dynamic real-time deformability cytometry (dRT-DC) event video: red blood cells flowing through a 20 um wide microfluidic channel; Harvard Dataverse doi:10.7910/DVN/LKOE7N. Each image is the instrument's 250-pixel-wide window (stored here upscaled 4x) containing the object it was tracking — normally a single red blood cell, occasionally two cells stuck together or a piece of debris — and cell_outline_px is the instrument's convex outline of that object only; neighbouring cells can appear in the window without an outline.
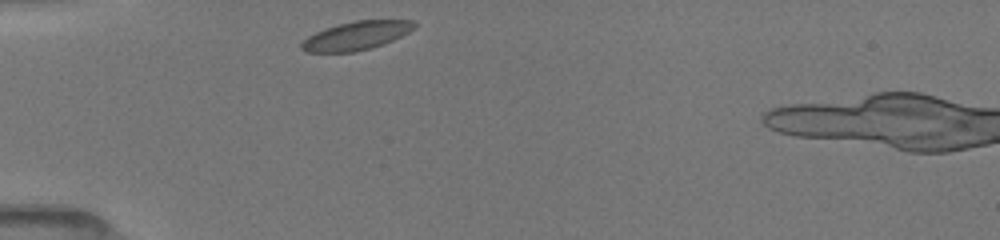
{"species": "common noctule bat (a hibernating species)", "species_latin": "Nyctalus noctula", "temperature_condition": "room temperature", "stored_images_in_passage": 60, "camera_frame_rate_fps": 3000, "um_per_image_px": 0.085, "animal": {"sex": "female", "body_mass_g": 19.5, "forearm_length_mm": 54.1}, "frame": {"image": 1, "passage_image": 1, "time_ms": 0.0, "image_size_px": [1000, 240], "cell_outline_px": [[416, 28], [384, 44], [372, 48], [352, 52], [308, 52], [300, 48], [300, 44], [308, 36], [324, 28], [356, 20], [412, 20], [416, 24]], "centroid_in_image_um": [30.29, 3.03], "position_along_channel_um": 54.7, "area_um2": 18.67}}
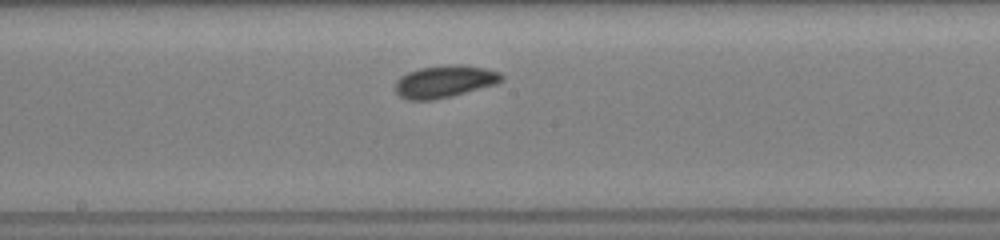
{"frame": {"image": 2, "passage_image": 26, "time_ms": 4.333, "image_size_px": [1000, 240], "cell_outline_px": [[504, 80], [496, 84], [452, 96], [432, 100], [408, 100], [400, 96], [396, 92], [396, 80], [400, 76], [408, 72], [420, 68], [452, 64], [464, 64], [484, 68], [500, 72], [504, 76]], "centroid_in_image_um": [37.81, 6.92], "position_along_channel_um": 210.4, "area_um2": 20.06}}
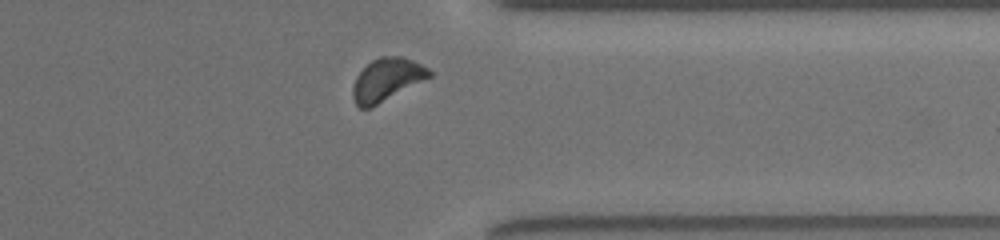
{"frame": {"image": 3, "passage_image": 55, "time_ms": 8.667, "image_size_px": [1000, 240], "cell_outline_px": [[432, 76], [372, 108], [360, 108], [356, 104], [352, 96], [352, 88], [356, 76], [372, 60], [380, 56], [400, 56], [412, 60], [428, 68], [432, 72]], "centroid_in_image_um": [32.87, 6.78], "position_along_channel_um": 378.5, "area_um2": 19.07}, "authors_computed_cell_mechanics": {"area_um2": 18.7272, "velocity_mm_per_s": 3.9419, "shape_relaxation_time_tau1_ms": 1.8798, "shape_relaxation_time_tau2_ms": null, "deformation_change_tau1": 0.0598, "deformation_change_tau2": null}}